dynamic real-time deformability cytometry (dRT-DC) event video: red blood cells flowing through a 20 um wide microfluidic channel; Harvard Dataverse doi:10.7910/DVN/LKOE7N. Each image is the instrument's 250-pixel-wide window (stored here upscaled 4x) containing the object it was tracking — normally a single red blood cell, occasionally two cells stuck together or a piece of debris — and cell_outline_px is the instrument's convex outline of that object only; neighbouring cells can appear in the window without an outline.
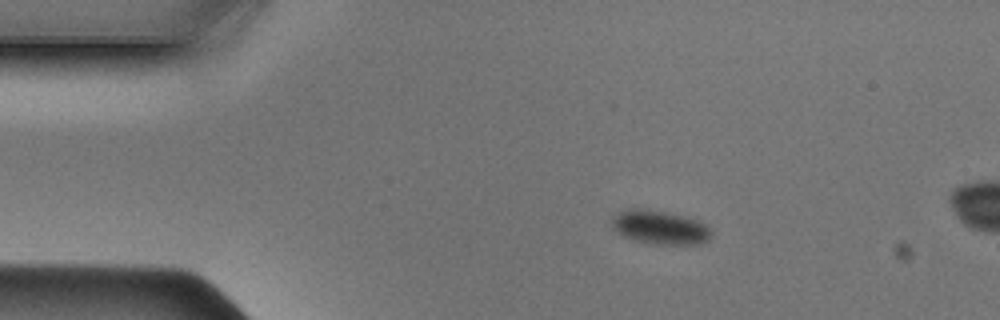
{"species": "Egyptian fruit bat (a non-hibernating species)", "species_latin": "Rousettus aegyptiacus", "temperature_condition": "cold", "stored_images_in_passage": 6, "camera_frame_rate_fps": 3000, "um_per_image_px": 0.085, "animal": {"sex": "male"}, "frame": {"image": 1, "passage_image": 1, "time_ms": 0.0, "image_size_px": [1000, 320], "cell_outline_px": [[712, 232], [708, 240], [700, 244], [660, 244], [636, 240], [624, 236], [612, 228], [608, 220], [612, 216], [624, 208], [644, 208], [684, 216], [700, 220]], "centroid_in_image_um": [56.04, 19.3], "position_along_channel_um": 29.0, "area_um2": 19.71}}